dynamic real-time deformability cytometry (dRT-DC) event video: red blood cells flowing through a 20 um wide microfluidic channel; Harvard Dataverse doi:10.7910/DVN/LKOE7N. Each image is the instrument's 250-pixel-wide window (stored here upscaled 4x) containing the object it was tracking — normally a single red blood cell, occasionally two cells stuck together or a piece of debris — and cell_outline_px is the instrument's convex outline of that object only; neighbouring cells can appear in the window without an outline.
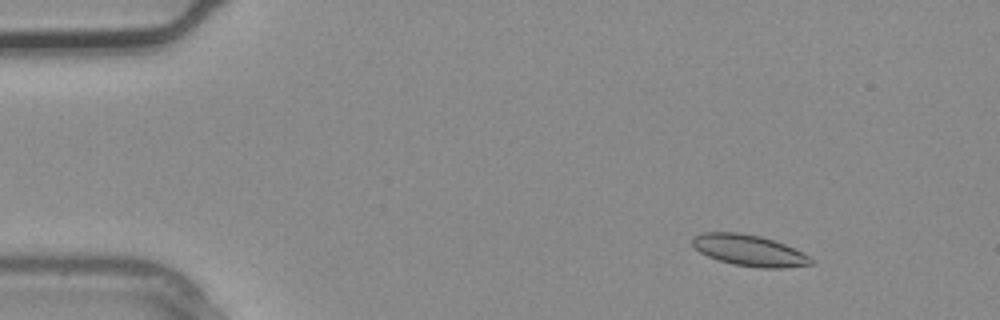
{"species": "common noctule bat (a hibernating species)", "species_latin": "Nyctalus noctula", "temperature_condition": "warm", "stored_images_in_passage": 3, "camera_frame_rate_fps": 3000, "um_per_image_px": 0.085, "animal": {"sex": "male", "body_mass_g": 20.4}, "frame": {"image": 1, "passage_image": 3, "time_ms": 0.667, "image_size_px": [1000, 320], "cell_outline_px": [[812, 264], [784, 268], [760, 268], [732, 264], [708, 256], [700, 252], [692, 244], [692, 236], [700, 232], [740, 232], [760, 236], [784, 244], [808, 256], [812, 260]], "centroid_in_image_um": [63.62, 21.27], "position_along_channel_um": 21.4, "area_um2": 21.39}}